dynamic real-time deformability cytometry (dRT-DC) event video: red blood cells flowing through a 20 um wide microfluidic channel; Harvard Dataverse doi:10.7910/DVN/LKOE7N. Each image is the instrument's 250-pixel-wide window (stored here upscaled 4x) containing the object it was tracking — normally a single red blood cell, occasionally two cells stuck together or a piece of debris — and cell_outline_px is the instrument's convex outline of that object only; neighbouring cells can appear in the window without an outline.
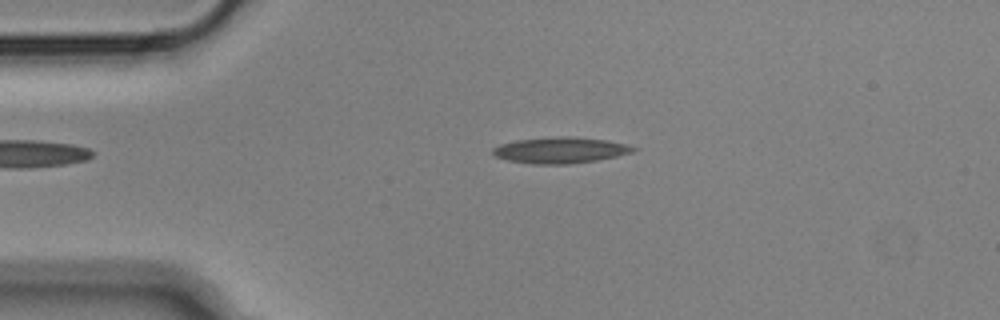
{"species": "Egyptian fruit bat (a non-hibernating species)", "species_latin": "Rousettus aegyptiacus", "temperature_condition": "cold", "stored_images_in_passage": 6, "camera_frame_rate_fps": 3000, "um_per_image_px": 0.085, "animal": {"sex": "male"}, "frame": {"image": 1, "passage_image": 1, "time_ms": 0.0, "image_size_px": [1000, 320], "cell_outline_px": [[640, 148], [632, 152], [616, 156], [596, 160], [568, 164], [532, 164], [508, 160], [496, 156], [492, 152], [492, 148], [500, 144], [516, 140], [564, 136], [568, 136], [608, 140], [628, 144]], "centroid_in_image_um": [47.66, 12.76], "position_along_channel_um": 37.3, "area_um2": 21.27}}